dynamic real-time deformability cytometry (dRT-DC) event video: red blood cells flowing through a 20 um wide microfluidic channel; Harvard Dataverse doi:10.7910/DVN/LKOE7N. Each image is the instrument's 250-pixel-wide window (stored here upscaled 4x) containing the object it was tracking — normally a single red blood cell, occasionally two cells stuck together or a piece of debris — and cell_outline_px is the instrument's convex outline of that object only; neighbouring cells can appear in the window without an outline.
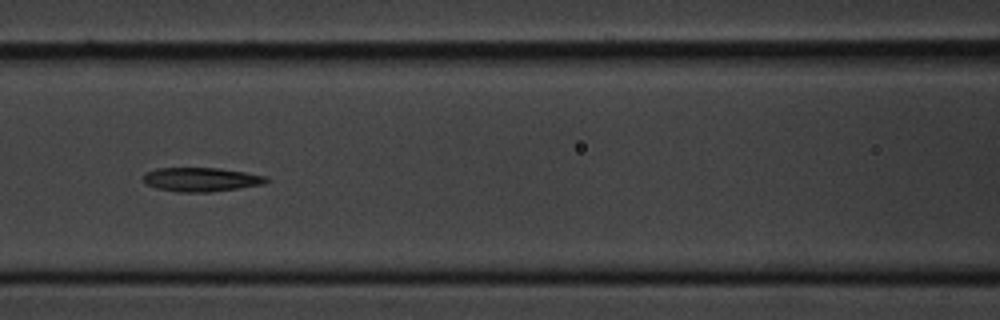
{"species": "common noctule bat (a hibernating species)", "species_latin": "Nyctalus noctula", "temperature_condition": "cold", "stored_images_in_passage": 15, "camera_frame_rate_fps": 3000, "um_per_image_px": 0.085, "animal": {"sex": "male", "body_mass_g": 20.1, "forearm_length_mm": 53.5}, "frame": {"image": 1, "passage_image": 6, "time_ms": 6.667, "image_size_px": [1000, 320], "cell_outline_px": [[272, 180], [264, 184], [240, 188], [208, 192], [176, 192], [156, 188], [148, 184], [144, 180], [144, 176], [148, 172], [156, 168], [216, 168], [244, 172], [268, 176]], "centroid_in_image_um": [17.17, 15.26], "position_along_channel_um": 149.4, "area_um2": 17.17}}
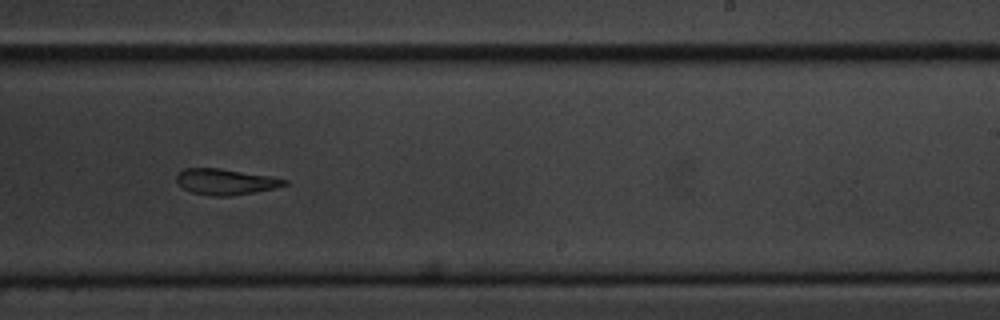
{"frame": {"image": 2, "passage_image": 9, "time_ms": 10.0, "image_size_px": [1000, 320], "cell_outline_px": [[288, 184], [272, 188], [252, 192], [228, 196], [212, 196], [192, 192], [176, 184], [176, 176], [184, 168], [220, 168], [272, 176], [288, 180]], "centroid_in_image_um": [19.14, 15.43], "position_along_channel_um": 269.9, "area_um2": 16.18}}
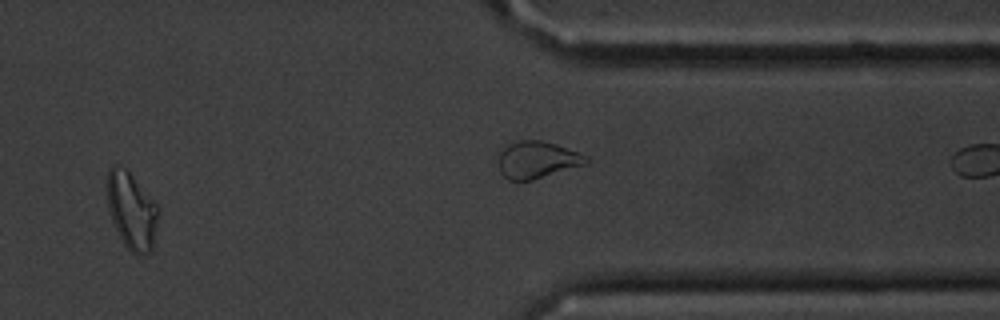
{"frame": {"image": 3, "passage_image": 12, "time_ms": 14.667, "image_size_px": [1000, 320], "cell_outline_px": [[160, 212], [152, 248], [148, 252], [140, 256], [132, 252], [124, 244], [112, 220], [108, 204], [108, 168], [112, 164], [116, 164], [124, 168], [132, 176], [160, 208]], "centroid_in_image_um": [11.21, 17.92], "position_along_channel_um": 400.2, "area_um2": 22.54}, "authors_computed_cell_mechanics": {"area_um2": 17.6868, "velocity_mm_per_s": 3.6183, "shape_relaxation_time_tau1_ms": 3.3385, "shape_relaxation_time_tau2_ms": null, "deformation_change_tau1": 0.1171, "deformation_change_tau2": null}}